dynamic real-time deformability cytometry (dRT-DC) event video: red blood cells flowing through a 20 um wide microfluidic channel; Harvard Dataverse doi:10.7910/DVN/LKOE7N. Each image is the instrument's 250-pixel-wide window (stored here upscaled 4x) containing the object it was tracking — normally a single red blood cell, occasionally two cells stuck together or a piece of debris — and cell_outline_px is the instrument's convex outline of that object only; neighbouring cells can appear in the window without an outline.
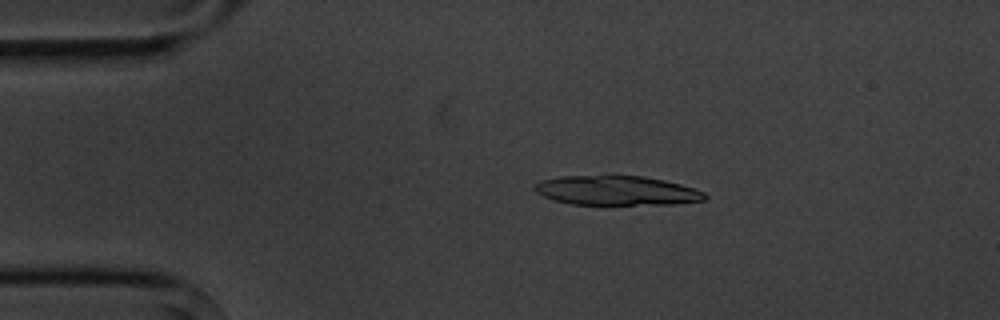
{"species": "common noctule bat (a hibernating species)", "species_latin": "Nyctalus noctula", "temperature_condition": "cold", "stored_images_in_passage": 3, "camera_frame_rate_fps": 3000, "um_per_image_px": 0.085, "animal": {"sex": "male", "body_mass_g": 20.1, "forearm_length_mm": 53.5}, "frame": {"image": 1, "passage_image": 2, "time_ms": 1.0, "image_size_px": [1000, 320], "cell_outline_px": [[708, 196], [704, 200], [676, 204], [572, 204], [556, 200], [544, 196], [536, 192], [532, 188], [540, 180], [560, 176], [644, 176], [664, 180], [680, 184], [704, 192]], "centroid_in_image_um": [52.41, 16.19], "position_along_channel_um": 32.6, "area_um2": 28.96}}